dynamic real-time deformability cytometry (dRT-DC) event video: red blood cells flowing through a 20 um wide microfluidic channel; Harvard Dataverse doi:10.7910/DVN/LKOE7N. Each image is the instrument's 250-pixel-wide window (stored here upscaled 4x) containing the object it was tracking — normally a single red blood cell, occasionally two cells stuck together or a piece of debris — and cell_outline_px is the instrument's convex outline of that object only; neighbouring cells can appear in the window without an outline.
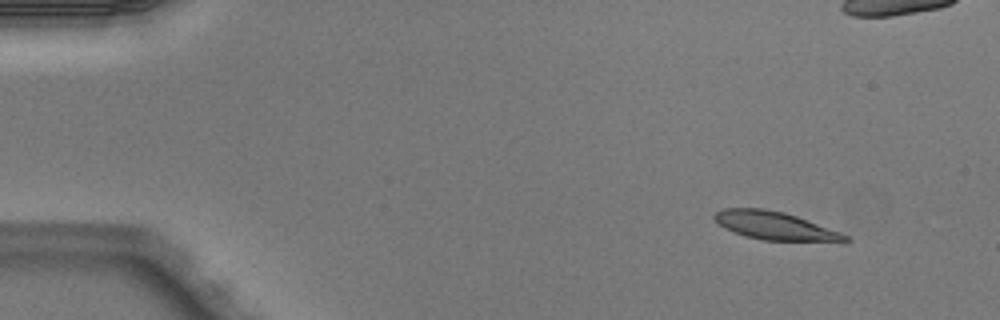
{"species": "Egyptian fruit bat (a non-hibernating species)", "species_latin": "Rousettus aegyptiacus", "temperature_condition": "warm", "stored_images_in_passage": 5, "camera_frame_rate_fps": 3000, "um_per_image_px": 0.085, "animal": {"sex": "male"}, "frame": {"image": 1, "passage_image": 1, "time_ms": 0.0, "image_size_px": [1000, 320], "cell_outline_px": [[852, 240], [844, 244], [760, 240], [744, 236], [724, 228], [712, 216], [716, 212], [724, 208], [764, 208], [784, 212], [796, 216], [840, 232], [848, 236]], "centroid_in_image_um": [66.0, 19.24], "position_along_channel_um": 19.0, "area_um2": 22.2}}